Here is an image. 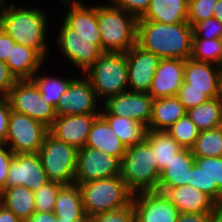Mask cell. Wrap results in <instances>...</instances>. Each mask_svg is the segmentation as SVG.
<instances>
[{
    "label": "cell",
    "instance_id": "obj_50",
    "mask_svg": "<svg viewBox=\"0 0 222 222\" xmlns=\"http://www.w3.org/2000/svg\"><path fill=\"white\" fill-rule=\"evenodd\" d=\"M0 222H22L13 212L0 203Z\"/></svg>",
    "mask_w": 222,
    "mask_h": 222
},
{
    "label": "cell",
    "instance_id": "obj_9",
    "mask_svg": "<svg viewBox=\"0 0 222 222\" xmlns=\"http://www.w3.org/2000/svg\"><path fill=\"white\" fill-rule=\"evenodd\" d=\"M48 127L25 114L11 110L5 145L14 153H38Z\"/></svg>",
    "mask_w": 222,
    "mask_h": 222
},
{
    "label": "cell",
    "instance_id": "obj_55",
    "mask_svg": "<svg viewBox=\"0 0 222 222\" xmlns=\"http://www.w3.org/2000/svg\"><path fill=\"white\" fill-rule=\"evenodd\" d=\"M218 128L220 129V131H221V133H222V119H221V122L219 123Z\"/></svg>",
    "mask_w": 222,
    "mask_h": 222
},
{
    "label": "cell",
    "instance_id": "obj_11",
    "mask_svg": "<svg viewBox=\"0 0 222 222\" xmlns=\"http://www.w3.org/2000/svg\"><path fill=\"white\" fill-rule=\"evenodd\" d=\"M120 164L121 161L117 157L85 146L78 150L74 183L118 176Z\"/></svg>",
    "mask_w": 222,
    "mask_h": 222
},
{
    "label": "cell",
    "instance_id": "obj_10",
    "mask_svg": "<svg viewBox=\"0 0 222 222\" xmlns=\"http://www.w3.org/2000/svg\"><path fill=\"white\" fill-rule=\"evenodd\" d=\"M11 110L25 114L50 127L55 118V108L46 103L32 80H18L7 95Z\"/></svg>",
    "mask_w": 222,
    "mask_h": 222
},
{
    "label": "cell",
    "instance_id": "obj_3",
    "mask_svg": "<svg viewBox=\"0 0 222 222\" xmlns=\"http://www.w3.org/2000/svg\"><path fill=\"white\" fill-rule=\"evenodd\" d=\"M97 20L104 52L126 53L137 44L136 16L110 3L97 6Z\"/></svg>",
    "mask_w": 222,
    "mask_h": 222
},
{
    "label": "cell",
    "instance_id": "obj_54",
    "mask_svg": "<svg viewBox=\"0 0 222 222\" xmlns=\"http://www.w3.org/2000/svg\"><path fill=\"white\" fill-rule=\"evenodd\" d=\"M4 3H5L4 0H0V11L2 10Z\"/></svg>",
    "mask_w": 222,
    "mask_h": 222
},
{
    "label": "cell",
    "instance_id": "obj_39",
    "mask_svg": "<svg viewBox=\"0 0 222 222\" xmlns=\"http://www.w3.org/2000/svg\"><path fill=\"white\" fill-rule=\"evenodd\" d=\"M90 222H135L133 203L126 207L96 214L89 219Z\"/></svg>",
    "mask_w": 222,
    "mask_h": 222
},
{
    "label": "cell",
    "instance_id": "obj_56",
    "mask_svg": "<svg viewBox=\"0 0 222 222\" xmlns=\"http://www.w3.org/2000/svg\"><path fill=\"white\" fill-rule=\"evenodd\" d=\"M220 40H221V45H222V38ZM221 67H222V53H221Z\"/></svg>",
    "mask_w": 222,
    "mask_h": 222
},
{
    "label": "cell",
    "instance_id": "obj_5",
    "mask_svg": "<svg viewBox=\"0 0 222 222\" xmlns=\"http://www.w3.org/2000/svg\"><path fill=\"white\" fill-rule=\"evenodd\" d=\"M75 184L80 187L83 208L88 219L99 213L126 207L133 201L134 194L120 175Z\"/></svg>",
    "mask_w": 222,
    "mask_h": 222
},
{
    "label": "cell",
    "instance_id": "obj_42",
    "mask_svg": "<svg viewBox=\"0 0 222 222\" xmlns=\"http://www.w3.org/2000/svg\"><path fill=\"white\" fill-rule=\"evenodd\" d=\"M150 1L151 0H112L110 2L112 3L111 5L122 8L128 13L140 18L148 9Z\"/></svg>",
    "mask_w": 222,
    "mask_h": 222
},
{
    "label": "cell",
    "instance_id": "obj_41",
    "mask_svg": "<svg viewBox=\"0 0 222 222\" xmlns=\"http://www.w3.org/2000/svg\"><path fill=\"white\" fill-rule=\"evenodd\" d=\"M176 97L186 111L201 105L210 99L203 91L196 90H179Z\"/></svg>",
    "mask_w": 222,
    "mask_h": 222
},
{
    "label": "cell",
    "instance_id": "obj_2",
    "mask_svg": "<svg viewBox=\"0 0 222 222\" xmlns=\"http://www.w3.org/2000/svg\"><path fill=\"white\" fill-rule=\"evenodd\" d=\"M0 12V28H2L16 43L36 50L47 59L49 47L46 42L47 15L38 8L16 7L11 3Z\"/></svg>",
    "mask_w": 222,
    "mask_h": 222
},
{
    "label": "cell",
    "instance_id": "obj_29",
    "mask_svg": "<svg viewBox=\"0 0 222 222\" xmlns=\"http://www.w3.org/2000/svg\"><path fill=\"white\" fill-rule=\"evenodd\" d=\"M117 134L126 147L134 146L145 140L148 128L131 118L114 115H100Z\"/></svg>",
    "mask_w": 222,
    "mask_h": 222
},
{
    "label": "cell",
    "instance_id": "obj_12",
    "mask_svg": "<svg viewBox=\"0 0 222 222\" xmlns=\"http://www.w3.org/2000/svg\"><path fill=\"white\" fill-rule=\"evenodd\" d=\"M153 98L148 93L126 91L103 102L100 115L131 118L147 127L152 118Z\"/></svg>",
    "mask_w": 222,
    "mask_h": 222
},
{
    "label": "cell",
    "instance_id": "obj_45",
    "mask_svg": "<svg viewBox=\"0 0 222 222\" xmlns=\"http://www.w3.org/2000/svg\"><path fill=\"white\" fill-rule=\"evenodd\" d=\"M189 186L198 189L208 195V176L196 163L191 168Z\"/></svg>",
    "mask_w": 222,
    "mask_h": 222
},
{
    "label": "cell",
    "instance_id": "obj_38",
    "mask_svg": "<svg viewBox=\"0 0 222 222\" xmlns=\"http://www.w3.org/2000/svg\"><path fill=\"white\" fill-rule=\"evenodd\" d=\"M217 0H188L187 22L194 27L197 23L213 18Z\"/></svg>",
    "mask_w": 222,
    "mask_h": 222
},
{
    "label": "cell",
    "instance_id": "obj_52",
    "mask_svg": "<svg viewBox=\"0 0 222 222\" xmlns=\"http://www.w3.org/2000/svg\"><path fill=\"white\" fill-rule=\"evenodd\" d=\"M209 222H222V206H219L210 216Z\"/></svg>",
    "mask_w": 222,
    "mask_h": 222
},
{
    "label": "cell",
    "instance_id": "obj_17",
    "mask_svg": "<svg viewBox=\"0 0 222 222\" xmlns=\"http://www.w3.org/2000/svg\"><path fill=\"white\" fill-rule=\"evenodd\" d=\"M160 60L137 44L126 52L129 91L148 93Z\"/></svg>",
    "mask_w": 222,
    "mask_h": 222
},
{
    "label": "cell",
    "instance_id": "obj_19",
    "mask_svg": "<svg viewBox=\"0 0 222 222\" xmlns=\"http://www.w3.org/2000/svg\"><path fill=\"white\" fill-rule=\"evenodd\" d=\"M185 59H161L148 94L153 99L174 97L183 84Z\"/></svg>",
    "mask_w": 222,
    "mask_h": 222
},
{
    "label": "cell",
    "instance_id": "obj_21",
    "mask_svg": "<svg viewBox=\"0 0 222 222\" xmlns=\"http://www.w3.org/2000/svg\"><path fill=\"white\" fill-rule=\"evenodd\" d=\"M194 163L192 149L180 151L160 172L157 191L164 193L169 188L188 185Z\"/></svg>",
    "mask_w": 222,
    "mask_h": 222
},
{
    "label": "cell",
    "instance_id": "obj_20",
    "mask_svg": "<svg viewBox=\"0 0 222 222\" xmlns=\"http://www.w3.org/2000/svg\"><path fill=\"white\" fill-rule=\"evenodd\" d=\"M164 194L180 213H213L219 207L206 193L189 185L169 188Z\"/></svg>",
    "mask_w": 222,
    "mask_h": 222
},
{
    "label": "cell",
    "instance_id": "obj_30",
    "mask_svg": "<svg viewBox=\"0 0 222 222\" xmlns=\"http://www.w3.org/2000/svg\"><path fill=\"white\" fill-rule=\"evenodd\" d=\"M145 140L152 146L159 173L183 148L166 131H147Z\"/></svg>",
    "mask_w": 222,
    "mask_h": 222
},
{
    "label": "cell",
    "instance_id": "obj_43",
    "mask_svg": "<svg viewBox=\"0 0 222 222\" xmlns=\"http://www.w3.org/2000/svg\"><path fill=\"white\" fill-rule=\"evenodd\" d=\"M5 144H0V193L6 188L10 163L14 153Z\"/></svg>",
    "mask_w": 222,
    "mask_h": 222
},
{
    "label": "cell",
    "instance_id": "obj_51",
    "mask_svg": "<svg viewBox=\"0 0 222 222\" xmlns=\"http://www.w3.org/2000/svg\"><path fill=\"white\" fill-rule=\"evenodd\" d=\"M213 11V18L217 19L222 23V0H217Z\"/></svg>",
    "mask_w": 222,
    "mask_h": 222
},
{
    "label": "cell",
    "instance_id": "obj_33",
    "mask_svg": "<svg viewBox=\"0 0 222 222\" xmlns=\"http://www.w3.org/2000/svg\"><path fill=\"white\" fill-rule=\"evenodd\" d=\"M31 80L38 87L44 101L55 108L73 78L67 79L65 77L63 79L62 77L45 76L44 74L36 73Z\"/></svg>",
    "mask_w": 222,
    "mask_h": 222
},
{
    "label": "cell",
    "instance_id": "obj_23",
    "mask_svg": "<svg viewBox=\"0 0 222 222\" xmlns=\"http://www.w3.org/2000/svg\"><path fill=\"white\" fill-rule=\"evenodd\" d=\"M85 146L115 156L120 161L127 150L117 134L100 115L91 126Z\"/></svg>",
    "mask_w": 222,
    "mask_h": 222
},
{
    "label": "cell",
    "instance_id": "obj_18",
    "mask_svg": "<svg viewBox=\"0 0 222 222\" xmlns=\"http://www.w3.org/2000/svg\"><path fill=\"white\" fill-rule=\"evenodd\" d=\"M100 114L57 115L48 132L78 150L85 147L91 126Z\"/></svg>",
    "mask_w": 222,
    "mask_h": 222
},
{
    "label": "cell",
    "instance_id": "obj_24",
    "mask_svg": "<svg viewBox=\"0 0 222 222\" xmlns=\"http://www.w3.org/2000/svg\"><path fill=\"white\" fill-rule=\"evenodd\" d=\"M44 60L33 48L16 43L5 63L17 80H31Z\"/></svg>",
    "mask_w": 222,
    "mask_h": 222
},
{
    "label": "cell",
    "instance_id": "obj_49",
    "mask_svg": "<svg viewBox=\"0 0 222 222\" xmlns=\"http://www.w3.org/2000/svg\"><path fill=\"white\" fill-rule=\"evenodd\" d=\"M24 222H56V216L54 212L36 211L33 215L28 217Z\"/></svg>",
    "mask_w": 222,
    "mask_h": 222
},
{
    "label": "cell",
    "instance_id": "obj_7",
    "mask_svg": "<svg viewBox=\"0 0 222 222\" xmlns=\"http://www.w3.org/2000/svg\"><path fill=\"white\" fill-rule=\"evenodd\" d=\"M43 169L51 182L74 184L78 149L46 134L38 151Z\"/></svg>",
    "mask_w": 222,
    "mask_h": 222
},
{
    "label": "cell",
    "instance_id": "obj_28",
    "mask_svg": "<svg viewBox=\"0 0 222 222\" xmlns=\"http://www.w3.org/2000/svg\"><path fill=\"white\" fill-rule=\"evenodd\" d=\"M0 203L13 212L22 222L36 212L34 192L23 185L5 188L0 193Z\"/></svg>",
    "mask_w": 222,
    "mask_h": 222
},
{
    "label": "cell",
    "instance_id": "obj_48",
    "mask_svg": "<svg viewBox=\"0 0 222 222\" xmlns=\"http://www.w3.org/2000/svg\"><path fill=\"white\" fill-rule=\"evenodd\" d=\"M212 213H180L177 222H209Z\"/></svg>",
    "mask_w": 222,
    "mask_h": 222
},
{
    "label": "cell",
    "instance_id": "obj_26",
    "mask_svg": "<svg viewBox=\"0 0 222 222\" xmlns=\"http://www.w3.org/2000/svg\"><path fill=\"white\" fill-rule=\"evenodd\" d=\"M186 113L187 111L176 96L154 99L152 118L147 128L151 131H166Z\"/></svg>",
    "mask_w": 222,
    "mask_h": 222
},
{
    "label": "cell",
    "instance_id": "obj_46",
    "mask_svg": "<svg viewBox=\"0 0 222 222\" xmlns=\"http://www.w3.org/2000/svg\"><path fill=\"white\" fill-rule=\"evenodd\" d=\"M17 81L6 63L0 60V94L7 96Z\"/></svg>",
    "mask_w": 222,
    "mask_h": 222
},
{
    "label": "cell",
    "instance_id": "obj_22",
    "mask_svg": "<svg viewBox=\"0 0 222 222\" xmlns=\"http://www.w3.org/2000/svg\"><path fill=\"white\" fill-rule=\"evenodd\" d=\"M68 7L64 22L79 35L100 36L97 5H84L80 0H61ZM70 6V7H69Z\"/></svg>",
    "mask_w": 222,
    "mask_h": 222
},
{
    "label": "cell",
    "instance_id": "obj_40",
    "mask_svg": "<svg viewBox=\"0 0 222 222\" xmlns=\"http://www.w3.org/2000/svg\"><path fill=\"white\" fill-rule=\"evenodd\" d=\"M193 38L221 39L222 23L215 18L197 23L193 27Z\"/></svg>",
    "mask_w": 222,
    "mask_h": 222
},
{
    "label": "cell",
    "instance_id": "obj_32",
    "mask_svg": "<svg viewBox=\"0 0 222 222\" xmlns=\"http://www.w3.org/2000/svg\"><path fill=\"white\" fill-rule=\"evenodd\" d=\"M195 163L208 176V196L222 206V157H195Z\"/></svg>",
    "mask_w": 222,
    "mask_h": 222
},
{
    "label": "cell",
    "instance_id": "obj_16",
    "mask_svg": "<svg viewBox=\"0 0 222 222\" xmlns=\"http://www.w3.org/2000/svg\"><path fill=\"white\" fill-rule=\"evenodd\" d=\"M135 222H177L180 211L164 193L140 192L133 195Z\"/></svg>",
    "mask_w": 222,
    "mask_h": 222
},
{
    "label": "cell",
    "instance_id": "obj_35",
    "mask_svg": "<svg viewBox=\"0 0 222 222\" xmlns=\"http://www.w3.org/2000/svg\"><path fill=\"white\" fill-rule=\"evenodd\" d=\"M222 45L220 39L193 38L190 58L221 67Z\"/></svg>",
    "mask_w": 222,
    "mask_h": 222
},
{
    "label": "cell",
    "instance_id": "obj_13",
    "mask_svg": "<svg viewBox=\"0 0 222 222\" xmlns=\"http://www.w3.org/2000/svg\"><path fill=\"white\" fill-rule=\"evenodd\" d=\"M180 90L203 91L210 99L222 97V67L188 58Z\"/></svg>",
    "mask_w": 222,
    "mask_h": 222
},
{
    "label": "cell",
    "instance_id": "obj_1",
    "mask_svg": "<svg viewBox=\"0 0 222 222\" xmlns=\"http://www.w3.org/2000/svg\"><path fill=\"white\" fill-rule=\"evenodd\" d=\"M192 40L193 27L188 22L165 24L138 18L137 45L161 59L190 58Z\"/></svg>",
    "mask_w": 222,
    "mask_h": 222
},
{
    "label": "cell",
    "instance_id": "obj_4",
    "mask_svg": "<svg viewBox=\"0 0 222 222\" xmlns=\"http://www.w3.org/2000/svg\"><path fill=\"white\" fill-rule=\"evenodd\" d=\"M120 176L133 194L157 191L160 173L152 146L146 140L127 147Z\"/></svg>",
    "mask_w": 222,
    "mask_h": 222
},
{
    "label": "cell",
    "instance_id": "obj_34",
    "mask_svg": "<svg viewBox=\"0 0 222 222\" xmlns=\"http://www.w3.org/2000/svg\"><path fill=\"white\" fill-rule=\"evenodd\" d=\"M195 157H222V133L220 129L201 131L192 148Z\"/></svg>",
    "mask_w": 222,
    "mask_h": 222
},
{
    "label": "cell",
    "instance_id": "obj_44",
    "mask_svg": "<svg viewBox=\"0 0 222 222\" xmlns=\"http://www.w3.org/2000/svg\"><path fill=\"white\" fill-rule=\"evenodd\" d=\"M11 105L7 96L0 97V144H5Z\"/></svg>",
    "mask_w": 222,
    "mask_h": 222
},
{
    "label": "cell",
    "instance_id": "obj_14",
    "mask_svg": "<svg viewBox=\"0 0 222 222\" xmlns=\"http://www.w3.org/2000/svg\"><path fill=\"white\" fill-rule=\"evenodd\" d=\"M48 182L50 181L38 153L14 154L8 170L6 188L23 185L34 192Z\"/></svg>",
    "mask_w": 222,
    "mask_h": 222
},
{
    "label": "cell",
    "instance_id": "obj_53",
    "mask_svg": "<svg viewBox=\"0 0 222 222\" xmlns=\"http://www.w3.org/2000/svg\"><path fill=\"white\" fill-rule=\"evenodd\" d=\"M89 219H63V218H57L56 222H88Z\"/></svg>",
    "mask_w": 222,
    "mask_h": 222
},
{
    "label": "cell",
    "instance_id": "obj_31",
    "mask_svg": "<svg viewBox=\"0 0 222 222\" xmlns=\"http://www.w3.org/2000/svg\"><path fill=\"white\" fill-rule=\"evenodd\" d=\"M186 114L200 132L217 128L222 119V97L209 99L189 109Z\"/></svg>",
    "mask_w": 222,
    "mask_h": 222
},
{
    "label": "cell",
    "instance_id": "obj_27",
    "mask_svg": "<svg viewBox=\"0 0 222 222\" xmlns=\"http://www.w3.org/2000/svg\"><path fill=\"white\" fill-rule=\"evenodd\" d=\"M54 214L63 219H88L82 202V193L77 184L63 185L57 194Z\"/></svg>",
    "mask_w": 222,
    "mask_h": 222
},
{
    "label": "cell",
    "instance_id": "obj_47",
    "mask_svg": "<svg viewBox=\"0 0 222 222\" xmlns=\"http://www.w3.org/2000/svg\"><path fill=\"white\" fill-rule=\"evenodd\" d=\"M16 42L0 28V60L6 62Z\"/></svg>",
    "mask_w": 222,
    "mask_h": 222
},
{
    "label": "cell",
    "instance_id": "obj_6",
    "mask_svg": "<svg viewBox=\"0 0 222 222\" xmlns=\"http://www.w3.org/2000/svg\"><path fill=\"white\" fill-rule=\"evenodd\" d=\"M98 101L129 91L126 53L104 52L84 73ZM100 99V100H99Z\"/></svg>",
    "mask_w": 222,
    "mask_h": 222
},
{
    "label": "cell",
    "instance_id": "obj_25",
    "mask_svg": "<svg viewBox=\"0 0 222 222\" xmlns=\"http://www.w3.org/2000/svg\"><path fill=\"white\" fill-rule=\"evenodd\" d=\"M188 0H151L141 20L165 24L187 22Z\"/></svg>",
    "mask_w": 222,
    "mask_h": 222
},
{
    "label": "cell",
    "instance_id": "obj_15",
    "mask_svg": "<svg viewBox=\"0 0 222 222\" xmlns=\"http://www.w3.org/2000/svg\"><path fill=\"white\" fill-rule=\"evenodd\" d=\"M97 99L96 93L86 77L75 78L60 97L55 107L56 115L100 114Z\"/></svg>",
    "mask_w": 222,
    "mask_h": 222
},
{
    "label": "cell",
    "instance_id": "obj_37",
    "mask_svg": "<svg viewBox=\"0 0 222 222\" xmlns=\"http://www.w3.org/2000/svg\"><path fill=\"white\" fill-rule=\"evenodd\" d=\"M62 186L50 181L34 191L35 211L53 212L58 191Z\"/></svg>",
    "mask_w": 222,
    "mask_h": 222
},
{
    "label": "cell",
    "instance_id": "obj_36",
    "mask_svg": "<svg viewBox=\"0 0 222 222\" xmlns=\"http://www.w3.org/2000/svg\"><path fill=\"white\" fill-rule=\"evenodd\" d=\"M166 132L177 141L183 149H192L200 131L186 114L171 125Z\"/></svg>",
    "mask_w": 222,
    "mask_h": 222
},
{
    "label": "cell",
    "instance_id": "obj_8",
    "mask_svg": "<svg viewBox=\"0 0 222 222\" xmlns=\"http://www.w3.org/2000/svg\"><path fill=\"white\" fill-rule=\"evenodd\" d=\"M56 41L72 65L85 73L104 53L101 48V36L77 34L64 21Z\"/></svg>",
    "mask_w": 222,
    "mask_h": 222
}]
</instances>
